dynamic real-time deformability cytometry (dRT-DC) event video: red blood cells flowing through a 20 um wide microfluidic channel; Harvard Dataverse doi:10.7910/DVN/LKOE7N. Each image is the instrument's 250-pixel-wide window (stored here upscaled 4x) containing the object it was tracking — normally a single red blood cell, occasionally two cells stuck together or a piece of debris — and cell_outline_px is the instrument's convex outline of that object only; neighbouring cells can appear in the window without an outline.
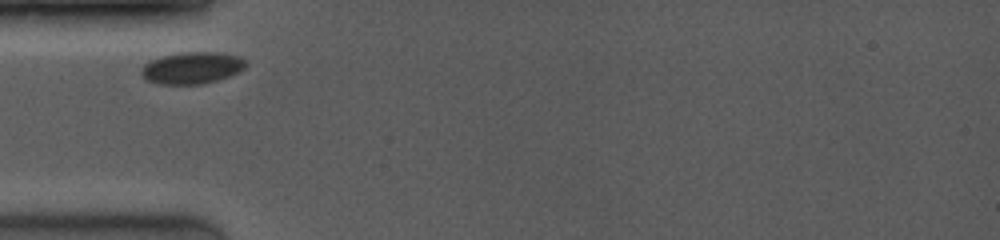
{"species": "common noctule bat (a hibernating species)", "species_latin": "Nyctalus noctula", "temperature_condition": "room temperature", "stored_images_in_passage": 2, "camera_frame_rate_fps": 4000, "um_per_image_px": 0.085, "animal": {"sex": "female", "body_mass_g": 19.0, "forearm_length_mm": 53.3}, "frame": {"image": 1, "passage_image": 1, "time_ms": 0.0, "image_size_px": [1000, 240], "cell_outline_px": [[244, 68], [228, 76], [216, 80], [200, 84], [160, 84], [148, 80], [140, 72], [144, 64], [148, 60], [160, 56], [180, 52], [216, 52], [236, 56], [244, 60]], "centroid_in_image_um": [16.25, 5.76], "position_along_channel_um": 68.8, "area_um2": 19.07}}